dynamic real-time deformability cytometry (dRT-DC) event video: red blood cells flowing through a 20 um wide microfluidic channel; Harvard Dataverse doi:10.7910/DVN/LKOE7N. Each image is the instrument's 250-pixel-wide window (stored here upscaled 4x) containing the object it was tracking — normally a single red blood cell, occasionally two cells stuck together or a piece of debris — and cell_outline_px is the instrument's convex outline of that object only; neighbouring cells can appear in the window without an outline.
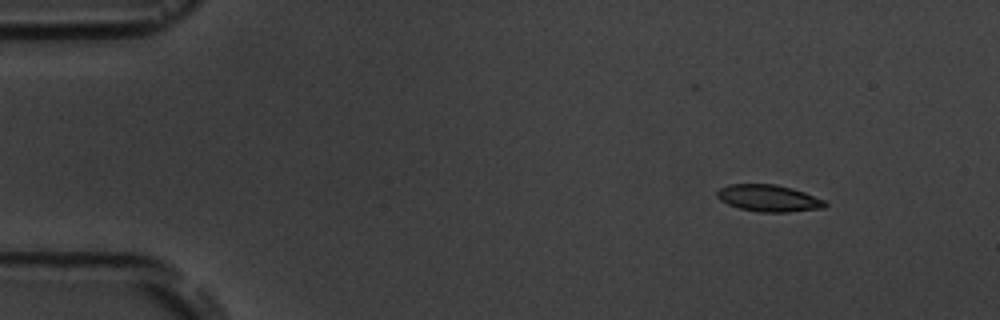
{"species": "common noctule bat (a hibernating species)", "species_latin": "Nyctalus noctula", "temperature_condition": "room temperature", "stored_images_in_passage": 5, "camera_frame_rate_fps": 3000, "um_per_image_px": 0.085, "animal": {"sex": "male", "body_mass_g": 19.5, "forearm_length_mm": 54.6}, "frame": {"image": 1, "passage_image": 1, "time_ms": 0.0, "image_size_px": [1000, 320], "cell_outline_px": [[828, 204], [824, 208], [788, 212], [760, 212], [740, 208], [728, 204], [720, 200], [716, 196], [716, 192], [720, 188], [728, 184], [776, 184], [792, 188], [804, 192], [824, 200]], "centroid_in_image_um": [65.33, 16.84], "position_along_channel_um": 19.7, "area_um2": 16.88}}
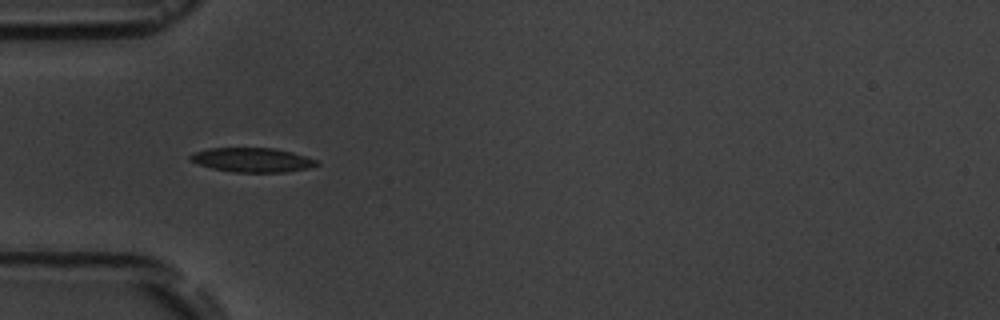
{"frame": {"image": 2, "passage_image": 4, "time_ms": 3.667, "image_size_px": [1000, 320], "cell_outline_px": [[320, 164], [308, 168], [284, 172], [232, 172], [212, 168], [188, 160], [188, 156], [196, 152], [208, 148], [276, 148], [292, 152], [316, 160]], "centroid_in_image_um": [21.43, 13.59], "position_along_channel_um": 63.6, "area_um2": 17.8}}
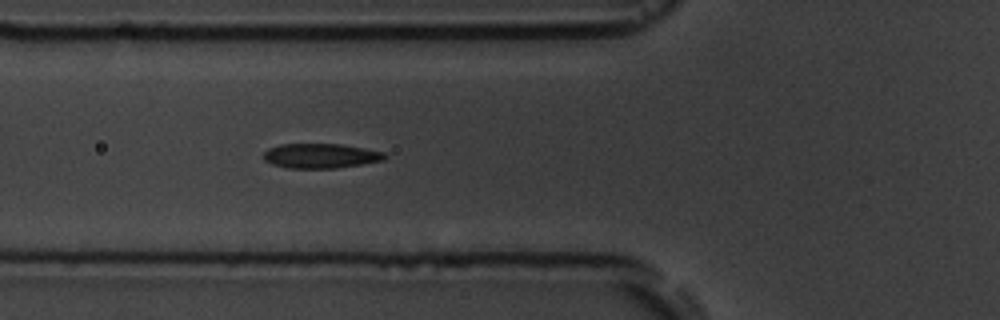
{"frame": {"image": 3, "passage_image": 5, "time_ms": 4.667, "image_size_px": [1000, 320], "cell_outline_px": [[388, 156], [384, 160], [336, 168], [288, 168], [272, 164], [264, 160], [264, 152], [268, 148], [280, 144], [340, 144], [364, 148], [384, 152]], "centroid_in_image_um": [27.25, 13.24], "position_along_channel_um": 98.6, "area_um2": 17.4}}